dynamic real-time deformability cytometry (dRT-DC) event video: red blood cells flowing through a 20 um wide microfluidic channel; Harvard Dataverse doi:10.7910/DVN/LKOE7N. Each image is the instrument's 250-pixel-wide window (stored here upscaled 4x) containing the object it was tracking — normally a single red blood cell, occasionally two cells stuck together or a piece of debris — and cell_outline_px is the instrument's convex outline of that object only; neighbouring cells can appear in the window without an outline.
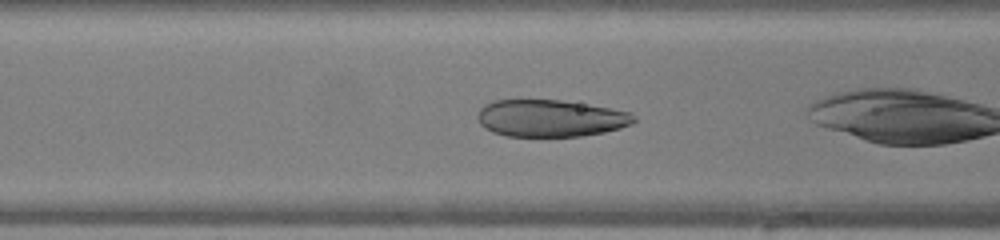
{"species": "human", "species_latin": "Homo sapiens", "temperature_condition": "warm", "stored_images_in_passage": 33, "camera_frame_rate_fps": 3000, "um_per_image_px": 0.085, "donor": {"sex": "female"}, "frame": {"image": 1, "passage_image": 14, "time_ms": 4.333, "image_size_px": [1000, 240], "cell_outline_px": [[636, 120], [632, 124], [620, 128], [604, 132], [580, 136], [508, 136], [492, 132], [484, 128], [480, 124], [476, 116], [480, 108], [484, 104], [492, 100], [560, 100], [588, 104], [632, 112], [636, 116]], "centroid_in_image_um": [46.78, 10.04], "position_along_channel_um": 119.8, "area_um2": 33.99}}
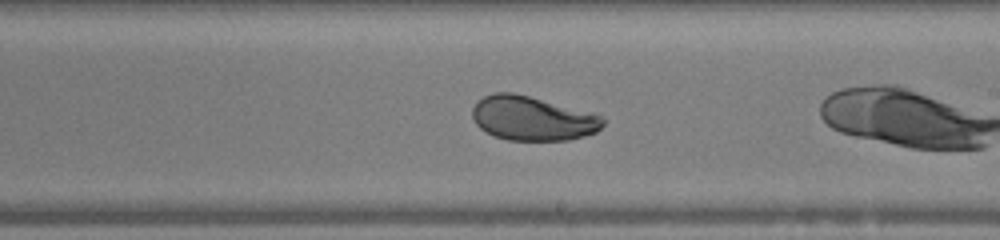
{"frame": {"image": 2, "passage_image": 23, "time_ms": 7.333, "image_size_px": [1000, 240], "cell_outline_px": [[604, 124], [596, 132], [584, 136], [568, 140], [508, 140], [492, 136], [484, 132], [476, 124], [472, 116], [472, 108], [476, 100], [492, 92], [512, 92], [592, 112], [604, 116]], "centroid_in_image_um": [45.23, 10.06], "position_along_channel_um": 243.8, "area_um2": 33.99}}
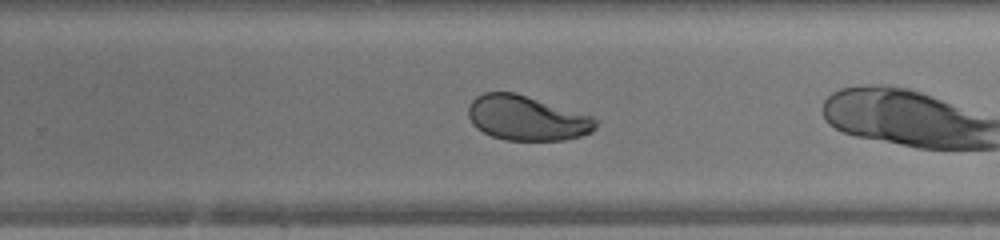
{"frame": {"image": 3, "passage_image": 26, "time_ms": 8.333, "image_size_px": [1000, 240], "cell_outline_px": [[596, 128], [592, 132], [580, 136], [564, 140], [504, 140], [492, 136], [476, 128], [472, 124], [468, 116], [468, 108], [472, 100], [476, 96], [484, 92], [516, 92], [592, 116], [596, 120]], "centroid_in_image_um": [44.75, 10.03], "position_along_channel_um": 285.0, "area_um2": 33.29}}